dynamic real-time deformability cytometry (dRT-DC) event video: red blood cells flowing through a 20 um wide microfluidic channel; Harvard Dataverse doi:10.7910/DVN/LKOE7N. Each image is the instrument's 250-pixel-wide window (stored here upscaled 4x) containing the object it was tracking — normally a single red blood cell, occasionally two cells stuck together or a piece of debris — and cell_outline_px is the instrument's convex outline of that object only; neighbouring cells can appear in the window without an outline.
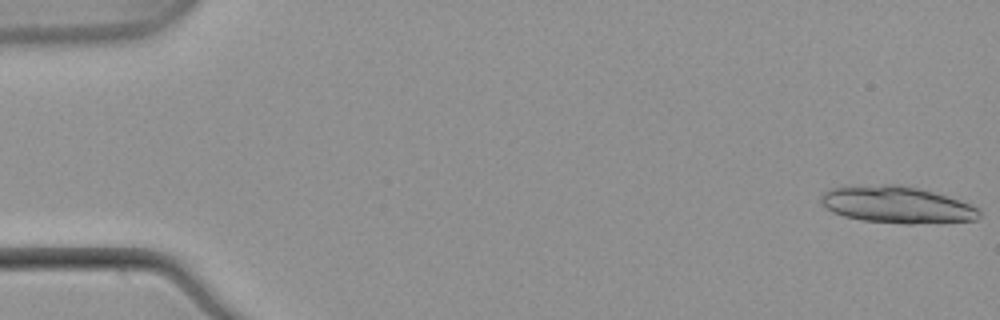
{"species": "common noctule bat (a hibernating species)", "species_latin": "Nyctalus noctula", "temperature_condition": "warm", "stored_images_in_passage": 10, "camera_frame_rate_fps": 3000, "um_per_image_px": 0.085, "animal": {"sex": "male", "body_mass_g": 21.5, "forearm_length_mm": 52.0}, "frame": {"image": 1, "passage_image": 1, "time_ms": 0.0, "image_size_px": [1000, 320], "cell_outline_px": [[980, 216], [976, 220], [912, 224], [904, 224], [860, 220], [844, 216], [832, 212], [820, 204], [820, 196], [824, 192], [832, 188], [884, 184], [900, 184], [920, 188], [948, 196], [960, 200], [980, 208]], "centroid_in_image_um": [76.24, 17.4], "position_along_channel_um": 8.8, "area_um2": 34.16}}